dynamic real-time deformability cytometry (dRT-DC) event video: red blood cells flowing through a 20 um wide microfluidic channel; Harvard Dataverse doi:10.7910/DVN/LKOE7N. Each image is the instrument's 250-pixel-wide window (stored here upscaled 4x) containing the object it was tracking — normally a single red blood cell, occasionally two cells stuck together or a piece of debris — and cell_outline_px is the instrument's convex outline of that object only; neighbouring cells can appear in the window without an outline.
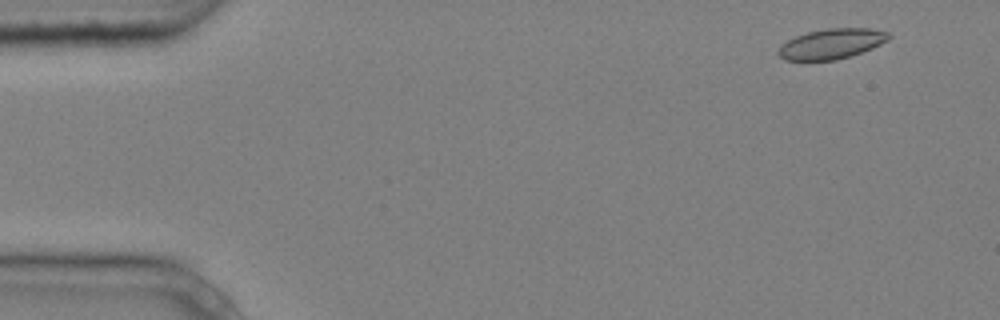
{"species": "common noctule bat (a hibernating species)", "species_latin": "Nyctalus noctula", "temperature_condition": "cold", "stored_images_in_passage": 6, "camera_frame_rate_fps": 3000, "um_per_image_px": 0.085, "animal": {"sex": "male", "body_mass_g": 20.4}, "frame": {"image": 1, "passage_image": 1, "time_ms": 0.0, "image_size_px": [1000, 320], "cell_outline_px": [[892, 36], [888, 40], [872, 48], [836, 60], [784, 60], [776, 52], [776, 48], [780, 44], [796, 36], [808, 32], [828, 28], [868, 28], [888, 32]], "centroid_in_image_um": [70.64, 3.72], "position_along_channel_um": 14.4, "area_um2": 19.36}}
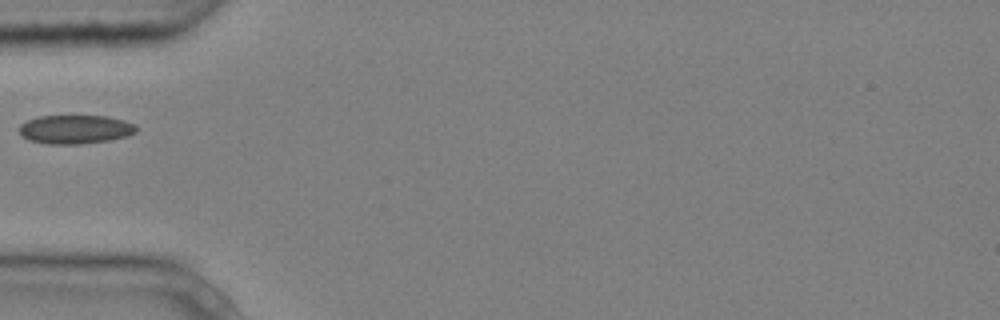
{"frame": {"image": 2, "passage_image": 5, "time_ms": 1.333, "image_size_px": [1000, 320], "cell_outline_px": [[136, 132], [128, 136], [108, 140], [80, 144], [48, 144], [28, 140], [20, 136], [20, 124], [28, 120], [40, 116], [108, 116], [124, 120], [136, 124]], "centroid_in_image_um": [6.4, 11.0], "position_along_channel_um": 78.6, "area_um2": 19.71}}
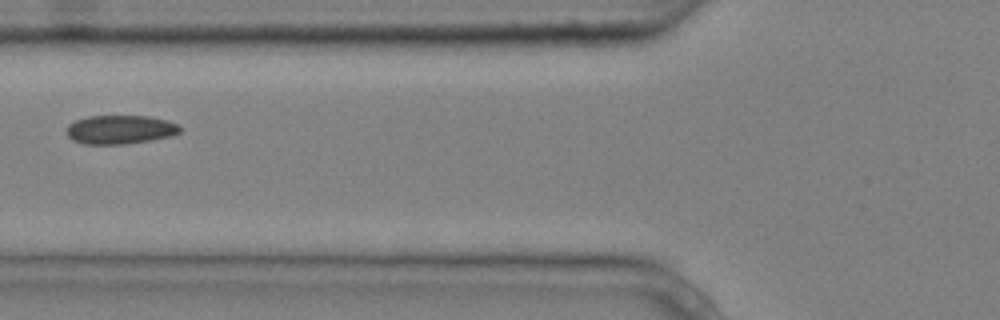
{"frame": {"image": 3, "passage_image": 6, "time_ms": 1.667, "image_size_px": [1000, 320], "cell_outline_px": [[180, 132], [172, 136], [124, 144], [84, 144], [72, 140], [68, 136], [68, 124], [76, 120], [88, 116], [148, 116], [164, 120], [176, 124], [180, 128]], "centroid_in_image_um": [10.18, 11.01], "position_along_channel_um": 115.6, "area_um2": 18.79}}